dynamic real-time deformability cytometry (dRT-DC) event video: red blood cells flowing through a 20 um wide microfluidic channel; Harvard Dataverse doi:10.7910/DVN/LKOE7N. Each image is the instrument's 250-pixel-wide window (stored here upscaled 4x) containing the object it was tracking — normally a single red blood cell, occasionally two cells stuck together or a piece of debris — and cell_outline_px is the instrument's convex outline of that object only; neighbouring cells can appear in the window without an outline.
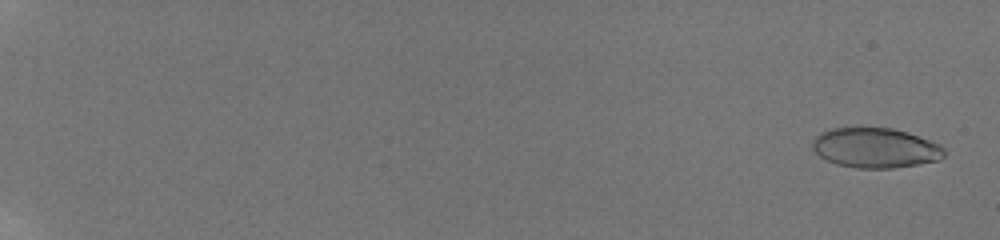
{"species": "human", "species_latin": "Homo sapiens", "temperature_condition": "room temperature", "stored_images_in_passage": 19, "camera_frame_rate_fps": 3000, "um_per_image_px": 0.085, "donor": {"sex": "male"}, "frame": {"image": 1, "passage_image": 2, "time_ms": 0.667, "image_size_px": [1000, 240], "cell_outline_px": [[944, 156], [940, 160], [892, 168], [856, 168], [836, 164], [820, 156], [812, 148], [812, 140], [820, 132], [832, 128], [892, 128], [908, 132], [940, 144], [944, 148]], "centroid_in_image_um": [74.4, 12.57], "position_along_channel_um": 10.6, "area_um2": 30.63}}
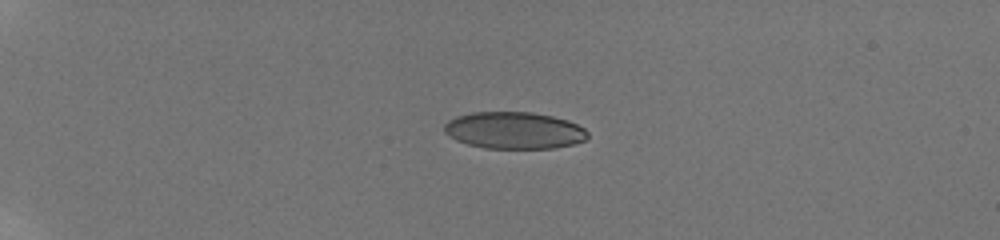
{"frame": {"image": 2, "passage_image": 11, "time_ms": 5.667, "image_size_px": [1000, 240], "cell_outline_px": [[588, 136], [584, 140], [572, 144], [552, 148], [484, 148], [468, 144], [456, 140], [448, 136], [444, 132], [444, 124], [448, 120], [456, 116], [472, 112], [532, 112], [552, 116], [568, 120], [584, 128], [588, 132]], "centroid_in_image_um": [43.67, 11.08], "position_along_channel_um": 41.3, "area_um2": 30.87}}
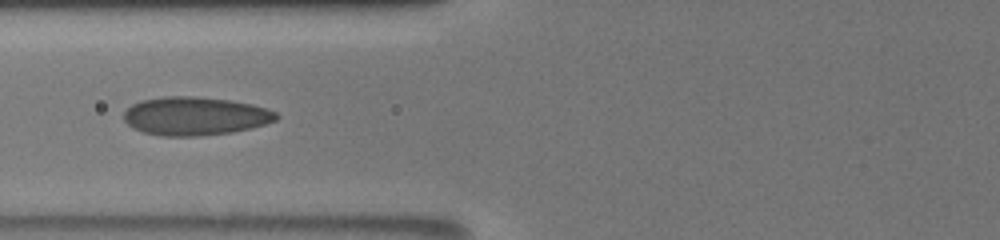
{"frame": {"image": 3, "passage_image": 18, "time_ms": 9.333, "image_size_px": [1000, 240], "cell_outline_px": [[280, 116], [276, 120], [252, 128], [232, 132], [200, 136], [160, 136], [144, 132], [132, 128], [124, 120], [124, 112], [132, 104], [140, 100], [164, 96], [196, 96], [232, 100], [252, 104], [276, 112]], "centroid_in_image_um": [16.57, 9.86], "position_along_channel_um": 109.2, "area_um2": 34.33}}